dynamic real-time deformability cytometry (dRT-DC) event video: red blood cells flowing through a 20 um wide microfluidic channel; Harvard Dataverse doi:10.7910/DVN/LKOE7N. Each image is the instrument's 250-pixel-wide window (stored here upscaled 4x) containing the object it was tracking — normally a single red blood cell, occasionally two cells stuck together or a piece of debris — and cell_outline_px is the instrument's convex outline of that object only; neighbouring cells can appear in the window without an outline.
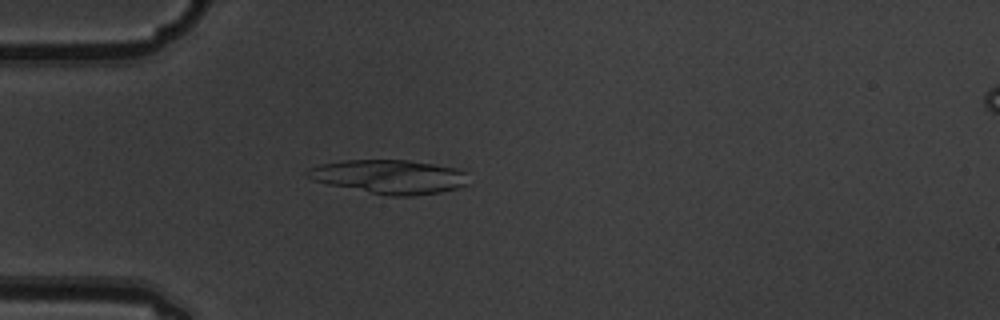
{"species": "common noctule bat (a hibernating species)", "species_latin": "Nyctalus noctula", "temperature_condition": "warm", "stored_images_in_passage": 5, "camera_frame_rate_fps": 3000, "um_per_image_px": 0.085, "animal": {"sex": "male", "body_mass_g": 19.5, "forearm_length_mm": 54.6}, "frame": {"image": 1, "passage_image": 5, "time_ms": 1.333, "image_size_px": [1000, 320], "cell_outline_px": [[468, 184], [456, 188], [440, 192], [412, 196], [392, 196], [328, 184], [312, 180], [304, 172], [308, 168], [320, 164], [344, 160], [408, 160], [456, 168], [468, 172]], "centroid_in_image_um": [33.11, 15.01], "position_along_channel_um": 51.9, "area_um2": 31.73}}